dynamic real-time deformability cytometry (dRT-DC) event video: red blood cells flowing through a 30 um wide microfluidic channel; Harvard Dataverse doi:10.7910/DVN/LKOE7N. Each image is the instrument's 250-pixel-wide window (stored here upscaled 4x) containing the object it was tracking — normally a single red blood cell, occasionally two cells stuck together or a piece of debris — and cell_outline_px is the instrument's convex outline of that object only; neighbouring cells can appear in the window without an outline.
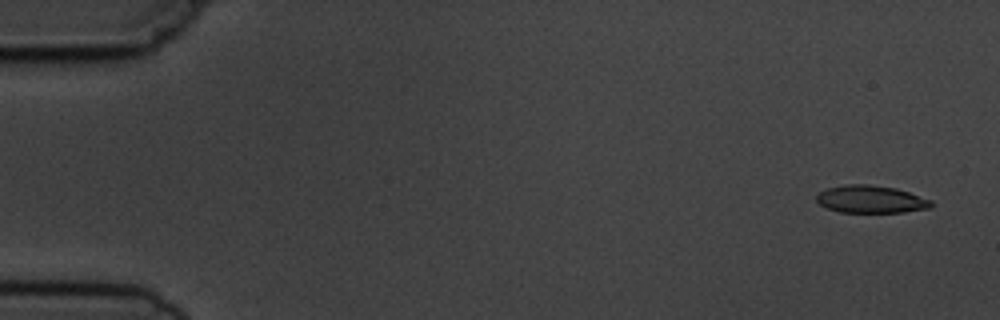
{"species": "common noctule bat (a hibernating species)", "species_latin": "Nyctalus noctula", "temperature_condition": "cold", "stored_images_in_passage": 5, "camera_frame_rate_fps": 3000, "um_per_image_px": 0.085, "animal": {"sex": "male", "body_mass_g": 19.5, "forearm_length_mm": 54.6}, "frame": {"image": 1, "passage_image": 1, "time_ms": 0.0, "image_size_px": [1000, 320], "cell_outline_px": [[932, 208], [904, 212], [840, 212], [828, 208], [820, 204], [816, 200], [816, 196], [820, 192], [828, 188], [844, 184], [868, 184], [896, 188], [932, 200]], "centroid_in_image_um": [74.04, 16.93], "position_along_channel_um": 11.0, "area_um2": 18.38}}
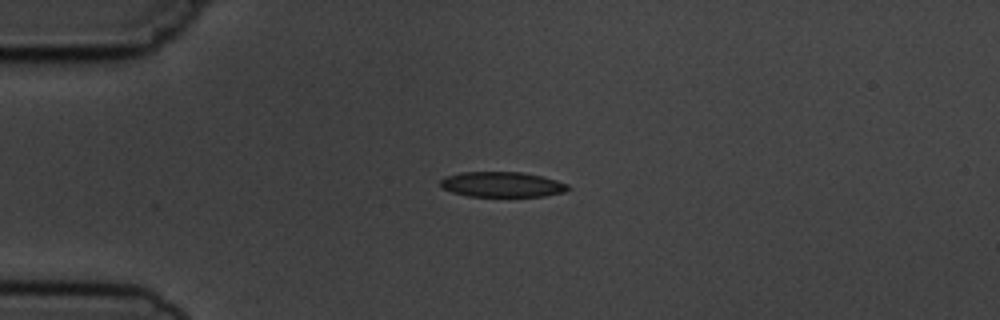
{"frame": {"image": 2, "passage_image": 4, "time_ms": 3.667, "image_size_px": [1000, 320], "cell_outline_px": [[572, 188], [564, 192], [544, 196], [468, 196], [452, 192], [444, 188], [440, 184], [440, 180], [444, 176], [460, 172], [524, 172], [556, 180], [568, 184]], "centroid_in_image_um": [42.68, 15.67], "position_along_channel_um": 42.3, "area_um2": 18.79}}